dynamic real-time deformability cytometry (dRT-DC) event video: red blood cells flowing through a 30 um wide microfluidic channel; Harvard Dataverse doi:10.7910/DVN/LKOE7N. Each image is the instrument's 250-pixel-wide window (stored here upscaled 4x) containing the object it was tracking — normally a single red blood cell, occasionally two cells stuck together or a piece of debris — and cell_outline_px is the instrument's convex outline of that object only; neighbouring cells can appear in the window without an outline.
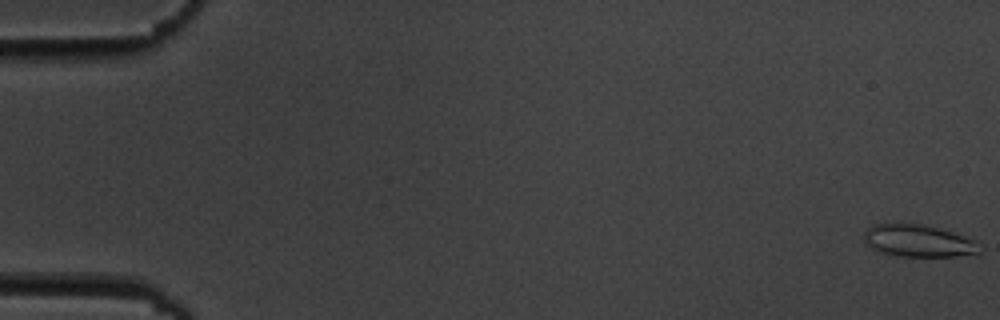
{"species": "common noctule bat (a hibernating species)", "species_latin": "Nyctalus noctula", "temperature_condition": "cold", "stored_images_in_passage": 5, "camera_frame_rate_fps": 3000, "um_per_image_px": 0.085, "animal": {"sex": "male", "body_mass_g": 19.5, "forearm_length_mm": 54.6}, "frame": {"image": 1, "passage_image": 1, "time_ms": 0.0, "image_size_px": [1000, 320], "cell_outline_px": [[984, 248], [980, 252], [956, 256], [900, 256], [884, 252], [872, 248], [864, 240], [864, 232], [872, 224], [920, 224], [936, 228], [972, 240]], "centroid_in_image_um": [78.03, 20.48], "position_along_channel_um": 7.0, "area_um2": 20.98}}
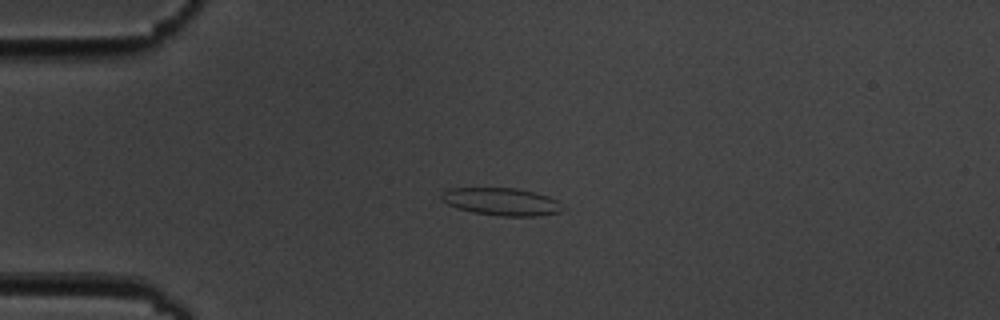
{"frame": {"image": 2, "passage_image": 5, "time_ms": 4.667, "image_size_px": [1000, 320], "cell_outline_px": [[568, 208], [560, 212], [536, 216], [500, 216], [472, 212], [456, 208], [440, 200], [440, 196], [448, 188], [516, 188], [536, 192], [548, 196], [556, 200]], "centroid_in_image_um": [42.65, 17.14], "position_along_channel_um": 42.3, "area_um2": 19.71}}